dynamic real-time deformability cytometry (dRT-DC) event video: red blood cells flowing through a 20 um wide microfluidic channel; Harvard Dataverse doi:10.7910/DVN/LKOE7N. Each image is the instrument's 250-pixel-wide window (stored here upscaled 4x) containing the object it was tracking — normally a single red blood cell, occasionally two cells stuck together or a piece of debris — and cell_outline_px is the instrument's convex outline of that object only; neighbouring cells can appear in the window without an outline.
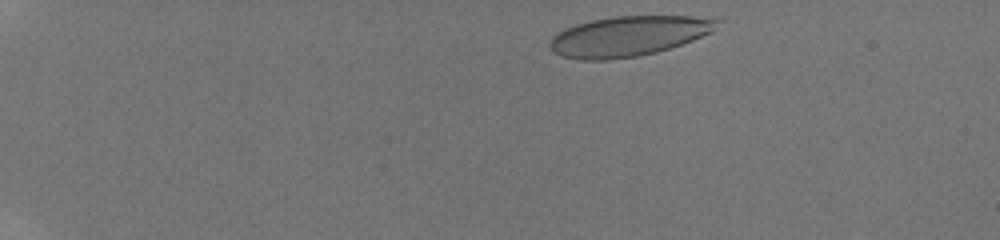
{"species": "human", "species_latin": "Homo sapiens", "temperature_condition": "room temperature", "stored_images_in_passage": 43, "camera_frame_rate_fps": 3000, "um_per_image_px": 0.085, "donor": {"sex": "male"}, "frame": {"image": 1, "passage_image": 1, "time_ms": 0.0, "image_size_px": [1000, 240], "cell_outline_px": [[720, 20], [712, 32], [692, 40], [656, 52], [640, 56], [604, 60], [580, 60], [560, 56], [552, 52], [548, 44], [552, 36], [564, 28], [576, 24], [592, 20], [612, 16], [692, 16]], "centroid_in_image_um": [53.34, 3.08], "position_along_channel_um": 31.7, "area_um2": 39.07}}
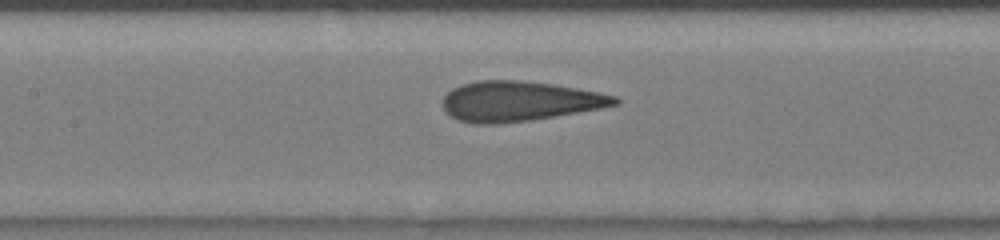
{"frame": {"image": 2, "passage_image": 14, "time_ms": 6.0, "image_size_px": [1000, 240], "cell_outline_px": [[620, 104], [600, 108], [532, 120], [496, 124], [476, 124], [456, 120], [444, 112], [444, 96], [452, 88], [460, 84], [476, 80], [520, 80], [552, 84], [576, 88], [616, 96], [620, 100]], "centroid_in_image_um": [44.09, 8.61], "position_along_channel_um": 163.3, "area_um2": 40.17}}
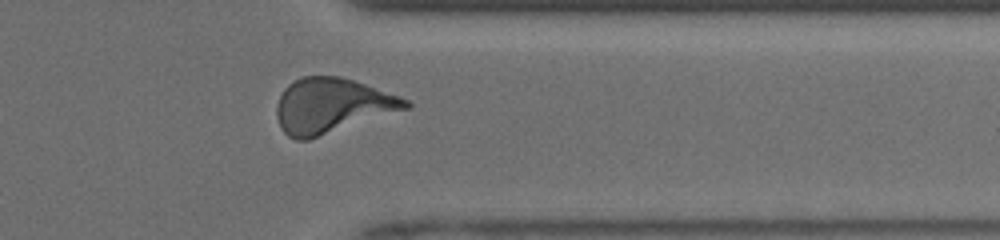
{"frame": {"image": 3, "passage_image": 33, "time_ms": 11.333, "image_size_px": [1000, 240], "cell_outline_px": [[412, 104], [408, 108], [308, 140], [296, 140], [288, 136], [280, 128], [276, 116], [276, 104], [284, 88], [288, 84], [300, 76], [340, 76], [400, 96], [408, 100]], "centroid_in_image_um": [28.16, 8.98], "position_along_channel_um": 383.2, "area_um2": 41.1}, "authors_computed_cell_mechanics": {"area_um2": 39.6508, "velocity_mm_per_s": 4.1369, "shape_relaxation_time_tau1_ms": 5.6166, "shape_relaxation_time_tau2_ms": 0.6648, "deformation_change_tau1": 0.1973, "deformation_change_tau2": 0.0803}}